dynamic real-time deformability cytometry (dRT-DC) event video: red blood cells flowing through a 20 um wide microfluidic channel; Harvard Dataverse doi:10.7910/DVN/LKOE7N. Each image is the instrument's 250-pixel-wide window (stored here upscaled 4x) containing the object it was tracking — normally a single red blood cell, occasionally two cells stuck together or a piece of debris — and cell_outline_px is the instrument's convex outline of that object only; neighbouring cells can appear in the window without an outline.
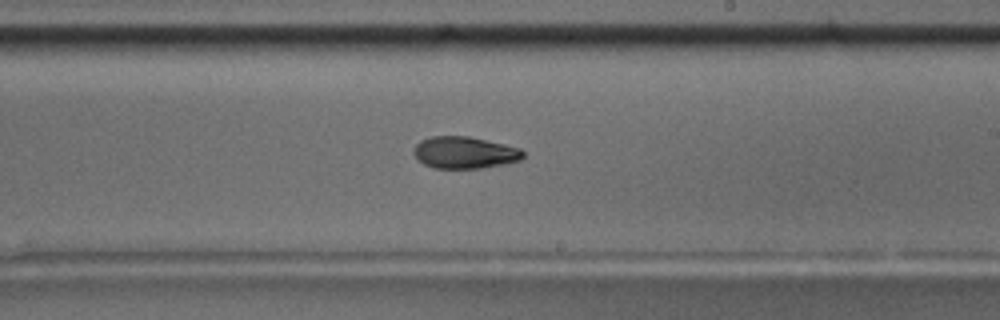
{"species": "common noctule bat (a hibernating species)", "species_latin": "Nyctalus noctula", "temperature_condition": "room temperature", "stored_images_in_passage": 53, "camera_frame_rate_fps": 3000, "um_per_image_px": 0.085, "animal": {"sex": "male", "body_mass_g": 17.5, "forearm_length_mm": 52.3}, "frame": {"image": 1, "passage_image": 31, "time_ms": 10.0, "image_size_px": [1000, 320], "cell_outline_px": [[524, 156], [520, 160], [504, 164], [480, 168], [436, 168], [424, 164], [412, 152], [416, 144], [420, 140], [432, 136], [468, 136], [504, 144], [520, 148], [524, 152]], "centroid_in_image_um": [39.49, 12.96], "position_along_channel_um": 249.5, "area_um2": 20.23}, "authors_computed_cell_mechanics": {"area_um2": 20.3456, "velocity_mm_per_s": 3.6988, "shape_relaxation_time_tau1_ms": 5.4937, "shape_relaxation_time_tau2_ms": 6.8532, "deformation_change_tau1": 0.1866, "deformation_change_tau2": 0.1333}}